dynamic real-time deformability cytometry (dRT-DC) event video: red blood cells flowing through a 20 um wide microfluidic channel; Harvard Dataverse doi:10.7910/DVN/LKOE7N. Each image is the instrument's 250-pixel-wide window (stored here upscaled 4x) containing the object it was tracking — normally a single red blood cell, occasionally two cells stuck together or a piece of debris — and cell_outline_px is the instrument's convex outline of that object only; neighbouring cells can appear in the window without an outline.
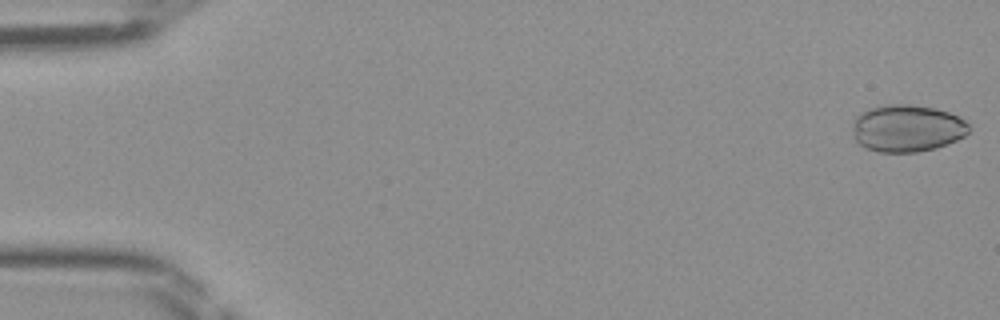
{"species": "Egyptian fruit bat (a non-hibernating species)", "species_latin": "Rousettus aegyptiacus", "temperature_condition": "room temperature", "stored_images_in_passage": 47, "camera_frame_rate_fps": 3000, "um_per_image_px": 0.085, "frame": {"image": 1, "passage_image": 1, "time_ms": 0.0, "image_size_px": [1000, 320], "cell_outline_px": [[968, 132], [964, 136], [956, 140], [936, 148], [916, 152], [876, 152], [864, 148], [856, 140], [852, 132], [852, 124], [856, 116], [860, 112], [868, 108], [888, 104], [908, 104], [936, 108], [948, 112], [964, 120], [968, 124]], "centroid_in_image_um": [77.05, 10.9], "position_along_channel_um": 7.9, "area_um2": 32.14}}
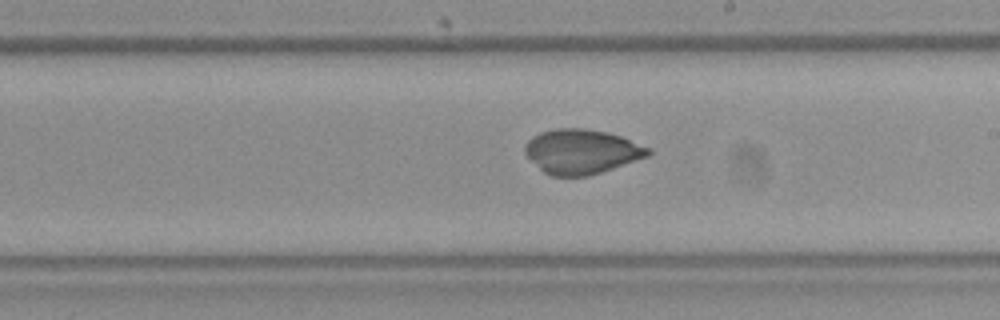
{"frame": {"image": 2, "passage_image": 27, "time_ms": 8.667, "image_size_px": [1000, 320], "cell_outline_px": [[652, 152], [648, 156], [588, 176], [552, 176], [544, 172], [524, 152], [524, 144], [532, 136], [540, 132], [556, 128], [584, 128], [608, 132], [620, 136], [652, 148]], "centroid_in_image_um": [49.43, 12.86], "position_along_channel_um": 239.6, "area_um2": 31.91}}
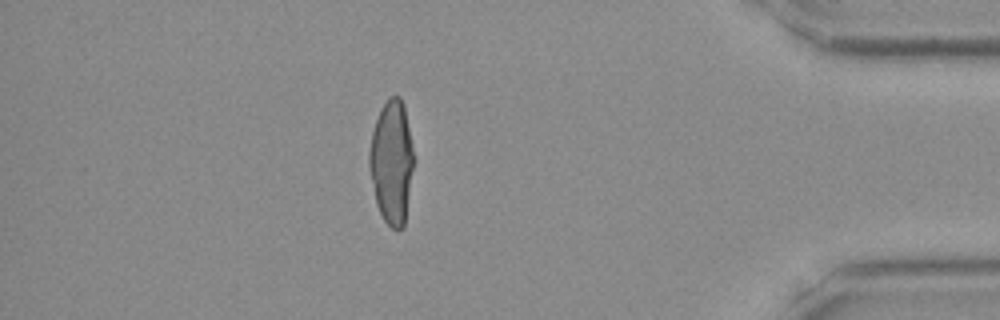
{"frame": {"image": 3, "passage_image": 41, "time_ms": 13.333, "image_size_px": [1000, 320], "cell_outline_px": [[416, 160], [404, 228], [396, 232], [384, 220], [376, 204], [368, 168], [368, 152], [372, 132], [380, 108], [388, 96], [400, 96], [404, 104]], "centroid_in_image_um": [33.32, 13.79], "position_along_channel_um": 401.9, "area_um2": 33.12}}